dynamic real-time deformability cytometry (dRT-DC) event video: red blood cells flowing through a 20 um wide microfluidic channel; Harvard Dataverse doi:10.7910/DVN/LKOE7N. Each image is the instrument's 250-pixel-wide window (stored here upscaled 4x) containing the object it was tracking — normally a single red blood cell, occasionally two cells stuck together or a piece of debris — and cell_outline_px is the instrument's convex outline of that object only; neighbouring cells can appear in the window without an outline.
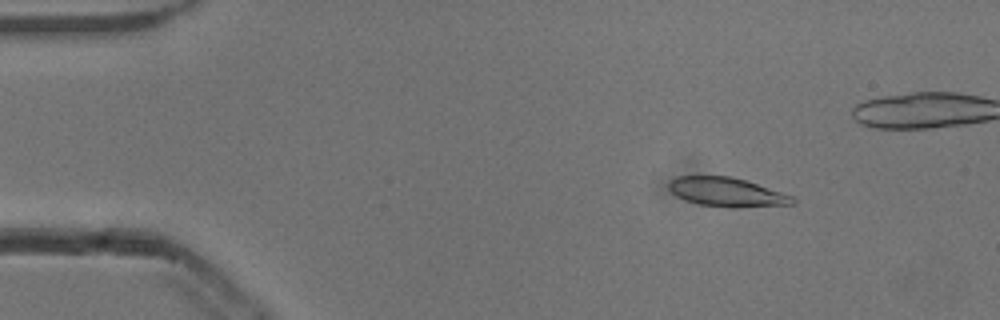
{"species": "common noctule bat (a hibernating species)", "species_latin": "Nyctalus noctula", "temperature_condition": "cold", "stored_images_in_passage": 55, "camera_frame_rate_fps": 3000, "um_per_image_px": 0.085, "animal": {"sex": "male", "body_mass_g": 13.3}, "frame": {"image": 1, "passage_image": 8, "time_ms": 2.333, "image_size_px": [1000, 320], "cell_outline_px": [[796, 204], [740, 208], [728, 208], [700, 204], [684, 200], [676, 196], [668, 188], [668, 184], [676, 176], [732, 176], [792, 196], [796, 200]], "centroid_in_image_um": [61.77, 16.35], "position_along_channel_um": 23.2, "area_um2": 20.98}}
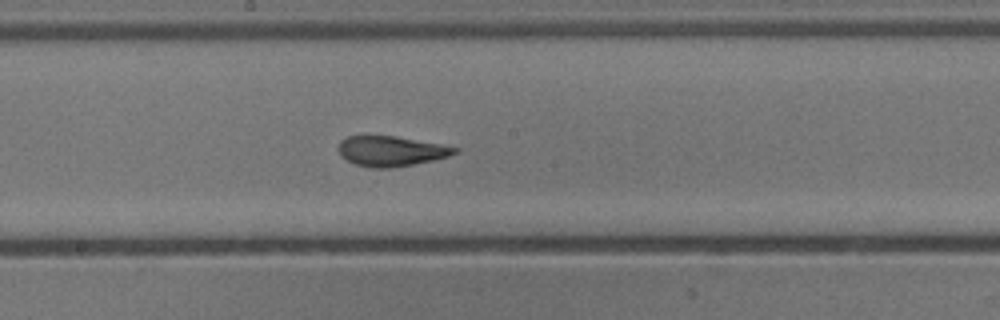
{"frame": {"image": 2, "passage_image": 29, "time_ms": 9.333, "image_size_px": [1000, 320], "cell_outline_px": [[460, 148], [456, 152], [448, 156], [432, 160], [392, 168], [372, 168], [356, 164], [340, 156], [340, 140], [348, 136], [396, 136], [440, 144]], "centroid_in_image_um": [33.23, 12.84], "position_along_channel_um": 215.0, "area_um2": 20.11}}
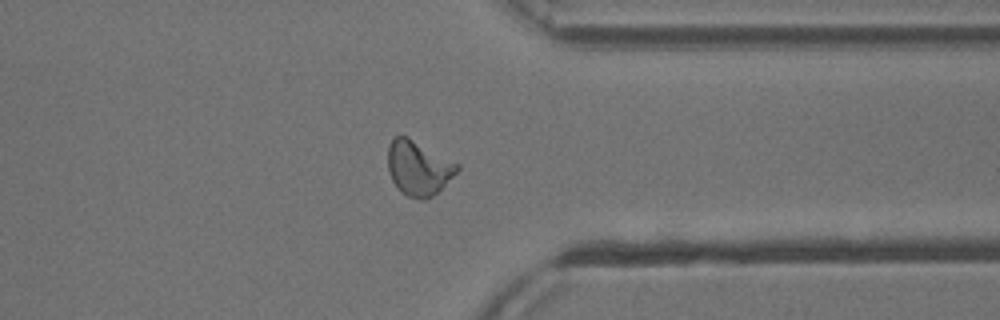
{"frame": {"image": 3, "passage_image": 42, "time_ms": 13.667, "image_size_px": [1000, 320], "cell_outline_px": [[460, 168], [432, 196], [424, 200], [420, 200], [408, 196], [400, 192], [392, 180], [388, 168], [388, 144], [392, 136], [408, 136], [460, 164]], "centroid_in_image_um": [35.54, 14.25], "position_along_channel_um": 375.9, "area_um2": 22.08}, "authors_computed_cell_mechanics": {"area_um2": 21.0392, "velocity_mm_per_s": 3.8221, "shape_relaxation_time_tau1_ms": 8.3937, "shape_relaxation_time_tau2_ms": 1.174, "deformation_change_tau1": 0.2093, "deformation_change_tau2": 0.0778}}